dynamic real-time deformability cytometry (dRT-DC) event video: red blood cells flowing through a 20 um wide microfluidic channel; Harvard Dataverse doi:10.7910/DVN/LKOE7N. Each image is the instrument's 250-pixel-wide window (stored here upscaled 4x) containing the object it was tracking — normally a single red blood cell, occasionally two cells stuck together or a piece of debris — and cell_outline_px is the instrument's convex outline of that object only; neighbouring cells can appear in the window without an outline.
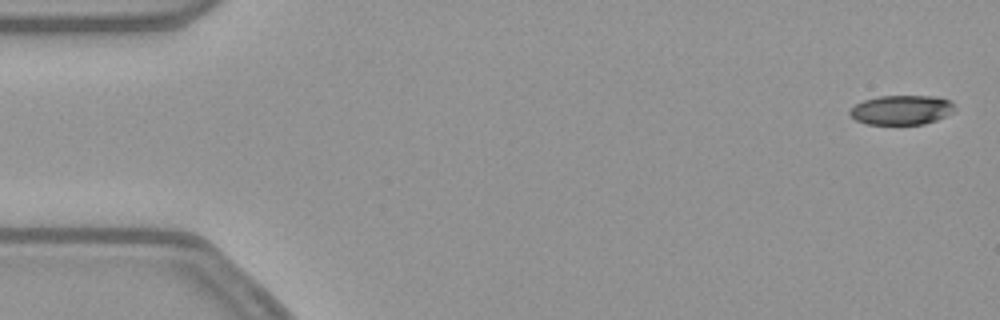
{"species": "common noctule bat (a hibernating species)", "species_latin": "Nyctalus noctula", "temperature_condition": "warm", "stored_images_in_passage": 53, "camera_frame_rate_fps": 3000, "um_per_image_px": 0.085, "animal": {"sex": "female", "body_mass_g": 21.9}, "frame": {"image": 1, "passage_image": 1, "time_ms": 0.0, "image_size_px": [1000, 320], "cell_outline_px": [[952, 112], [936, 120], [924, 124], [864, 124], [856, 120], [848, 112], [856, 104], [864, 100], [880, 96], [936, 96], [952, 100]], "centroid_in_image_um": [76.61, 9.34], "position_along_channel_um": 8.4, "area_um2": 17.86}}
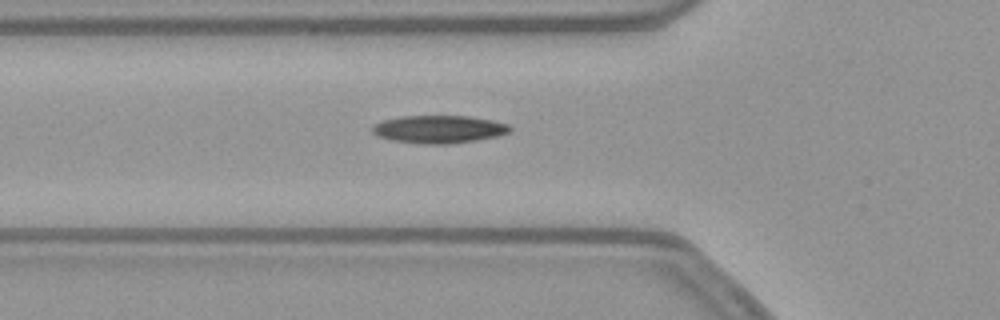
{"frame": {"image": 2, "passage_image": 18, "time_ms": 5.667, "image_size_px": [1000, 320], "cell_outline_px": [[512, 128], [508, 132], [496, 136], [476, 140], [448, 144], [424, 144], [392, 140], [380, 136], [372, 132], [372, 124], [384, 120], [400, 116], [468, 116], [492, 120], [508, 124]], "centroid_in_image_um": [37.29, 10.98], "position_along_channel_um": 88.5, "area_um2": 22.14}}
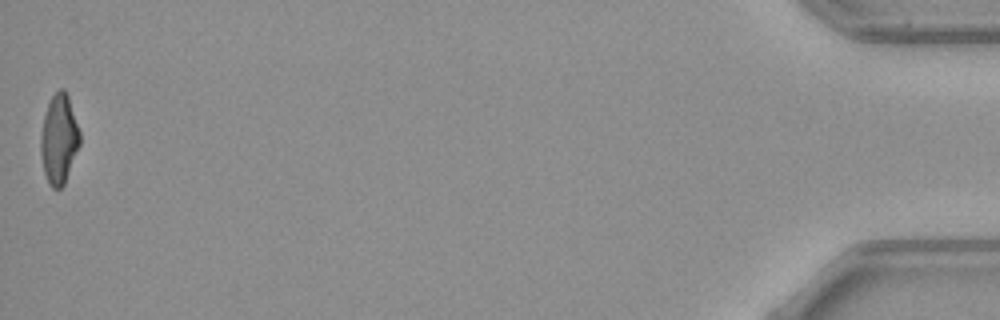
{"frame": {"image": 3, "passage_image": 53, "time_ms": 17.333, "image_size_px": [1000, 320], "cell_outline_px": [[80, 144], [64, 184], [60, 188], [52, 188], [48, 184], [44, 172], [40, 152], [40, 136], [44, 116], [48, 104], [52, 96], [60, 88], [64, 88], [68, 96], [80, 132]], "centroid_in_image_um": [5.0, 11.83], "position_along_channel_um": 430.2, "area_um2": 20.29}, "authors_computed_cell_mechanics": {"area_um2": 20.9814, "velocity_mm_per_s": 3.8244, "shape_relaxation_time_tau1_ms": 7.0954, "shape_relaxation_time_tau2_ms": 3.707, "deformation_change_tau1": 0.2361, "deformation_change_tau2": 0.1259}}